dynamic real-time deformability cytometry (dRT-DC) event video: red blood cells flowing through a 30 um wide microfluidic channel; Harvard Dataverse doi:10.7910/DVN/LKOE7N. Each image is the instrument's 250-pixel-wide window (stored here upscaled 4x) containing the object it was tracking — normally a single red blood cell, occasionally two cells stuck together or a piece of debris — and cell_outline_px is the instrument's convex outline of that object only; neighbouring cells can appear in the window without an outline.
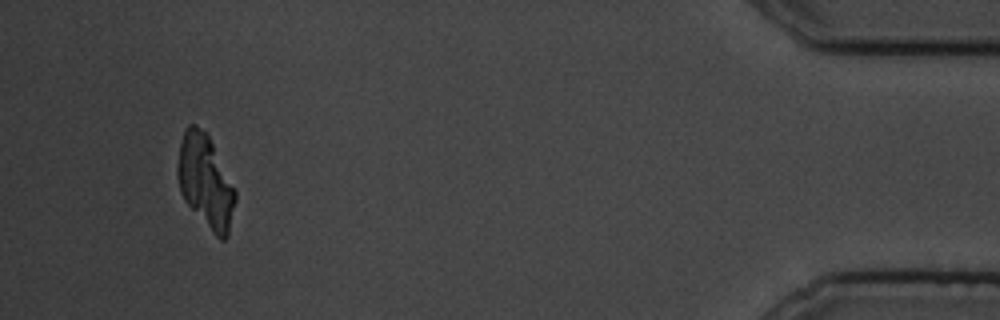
{"species": "common noctule bat (a hibernating species)", "species_latin": "Nyctalus noctula", "temperature_condition": "cold", "stored_images_in_passage": 57, "camera_frame_rate_fps": 3000, "um_per_image_px": 0.085, "animal": {"sex": "male", "body_mass_g": 19.5, "forearm_length_mm": 54.6}, "frame": {"image": 1, "passage_image": 54, "time_ms": 17.667, "image_size_px": [1000, 320], "cell_outline_px": [[236, 200], [228, 236], [224, 240], [220, 240], [212, 232], [184, 200], [180, 192], [176, 176], [176, 168], [180, 144], [184, 128], [188, 124], [196, 124], [208, 132], [236, 188]], "centroid_in_image_um": [17.47, 15.37], "position_along_channel_um": 417.7, "area_um2": 32.02}}